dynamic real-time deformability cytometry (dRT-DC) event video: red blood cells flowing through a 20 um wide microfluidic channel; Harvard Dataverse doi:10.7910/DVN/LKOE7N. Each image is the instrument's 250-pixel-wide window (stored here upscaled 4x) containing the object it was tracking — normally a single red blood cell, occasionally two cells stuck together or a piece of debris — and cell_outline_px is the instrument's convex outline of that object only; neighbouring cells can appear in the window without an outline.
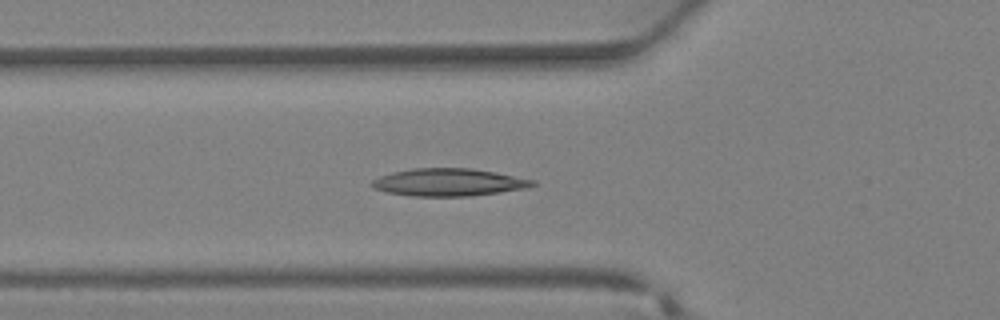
{"species": "Egyptian fruit bat (a non-hibernating species)", "species_latin": "Rousettus aegyptiacus", "temperature_condition": "warm", "stored_images_in_passage": 15, "camera_frame_rate_fps": 3000, "um_per_image_px": 0.085, "animal": {"sex": "female"}, "frame": {"image": 1, "passage_image": 9, "time_ms": 2.667, "image_size_px": [1000, 320], "cell_outline_px": [[536, 184], [528, 188], [472, 196], [412, 196], [388, 192], [372, 188], [368, 184], [372, 180], [380, 176], [392, 172], [412, 168], [472, 168], [496, 172], [536, 180]], "centroid_in_image_um": [38.14, 15.49], "position_along_channel_um": 87.7, "area_um2": 26.01}}
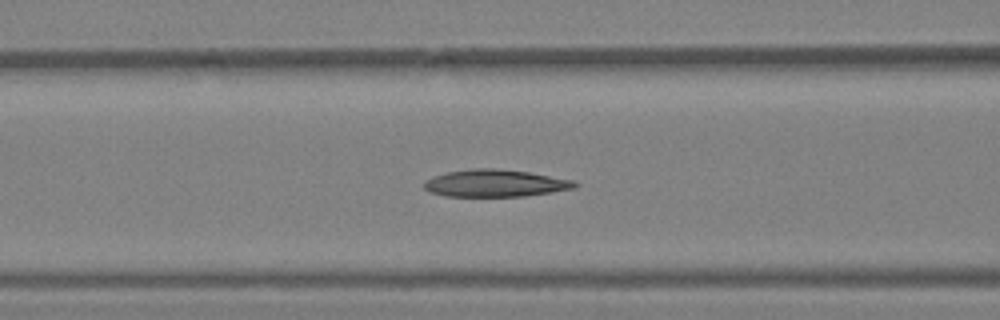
{"frame": {"image": 2, "passage_image": 11, "time_ms": 3.333, "image_size_px": [1000, 320], "cell_outline_px": [[580, 184], [576, 188], [552, 192], [524, 196], [448, 196], [428, 192], [424, 188], [424, 184], [432, 176], [448, 172], [476, 168], [496, 168], [528, 172], [576, 180]], "centroid_in_image_um": [42.15, 15.57], "position_along_channel_um": 124.4, "area_um2": 23.93}}